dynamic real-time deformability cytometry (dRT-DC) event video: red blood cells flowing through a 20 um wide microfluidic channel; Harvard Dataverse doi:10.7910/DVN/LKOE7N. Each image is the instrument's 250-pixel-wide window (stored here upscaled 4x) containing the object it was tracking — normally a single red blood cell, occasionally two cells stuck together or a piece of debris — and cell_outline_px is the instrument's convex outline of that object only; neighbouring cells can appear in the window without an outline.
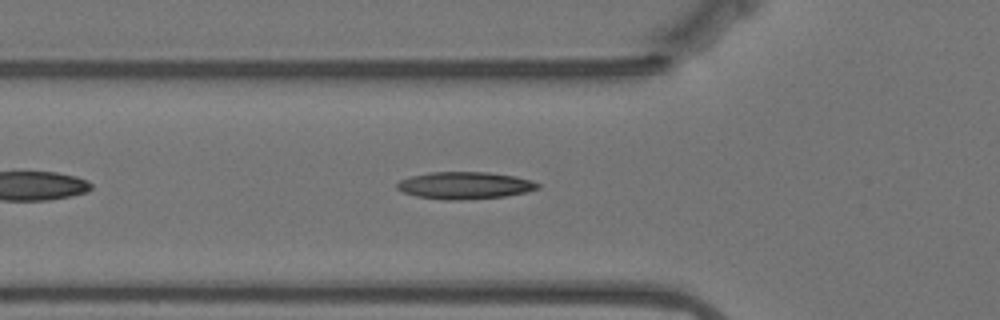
{"species": "Egyptian fruit bat (a non-hibernating species)", "species_latin": "Rousettus aegyptiacus", "temperature_condition": "warm", "stored_images_in_passage": 44, "camera_frame_rate_fps": 3000, "um_per_image_px": 0.085, "animal": {"sex": "female"}, "frame": {"image": 1, "passage_image": 8, "time_ms": 2.333, "image_size_px": [1000, 320], "cell_outline_px": [[540, 188], [528, 192], [504, 196], [460, 200], [444, 200], [416, 196], [404, 192], [396, 188], [396, 184], [400, 180], [408, 176], [428, 172], [488, 172], [516, 176], [532, 180], [540, 184]], "centroid_in_image_um": [39.51, 15.75], "position_along_channel_um": 86.3, "area_um2": 22.48}}
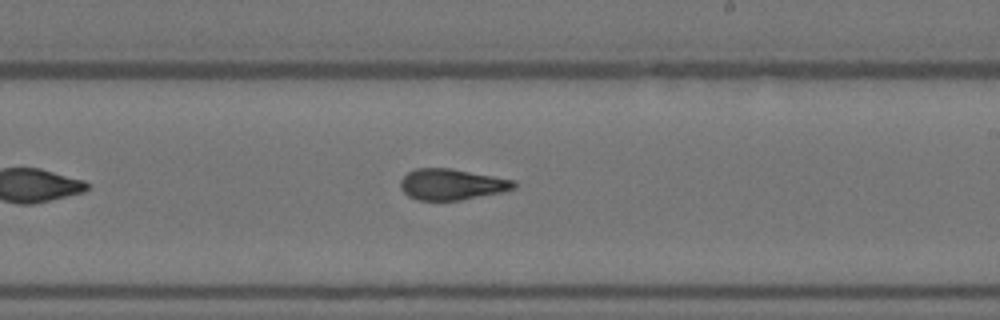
{"frame": {"image": 2, "passage_image": 22, "time_ms": 7.0, "image_size_px": [1000, 320], "cell_outline_px": [[516, 188], [504, 192], [460, 200], [416, 200], [408, 196], [400, 188], [400, 180], [408, 172], [416, 168], [452, 168], [516, 180]], "centroid_in_image_um": [38.42, 15.67], "position_along_channel_um": 250.6, "area_um2": 20.75}}
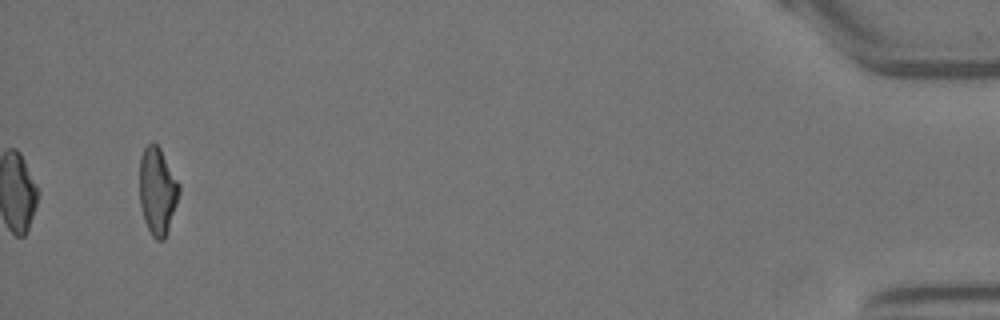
{"frame": {"image": 3, "passage_image": 44, "time_ms": 14.333, "image_size_px": [1000, 320], "cell_outline_px": [[180, 192], [164, 240], [156, 240], [152, 236], [144, 220], [140, 204], [140, 156], [144, 148], [152, 140], [160, 148], [180, 184]], "centroid_in_image_um": [13.38, 16.2], "position_along_channel_um": 421.8, "area_um2": 20.0}, "authors_computed_cell_mechanics": {"area_um2": 20.9236, "velocity_mm_per_s": 3.4978, "shape_relaxation_time_tau1_ms": 5.0242, "shape_relaxation_time_tau2_ms": 2.5205, "deformation_change_tau1": 0.2007, "deformation_change_tau2": 0.1118}}